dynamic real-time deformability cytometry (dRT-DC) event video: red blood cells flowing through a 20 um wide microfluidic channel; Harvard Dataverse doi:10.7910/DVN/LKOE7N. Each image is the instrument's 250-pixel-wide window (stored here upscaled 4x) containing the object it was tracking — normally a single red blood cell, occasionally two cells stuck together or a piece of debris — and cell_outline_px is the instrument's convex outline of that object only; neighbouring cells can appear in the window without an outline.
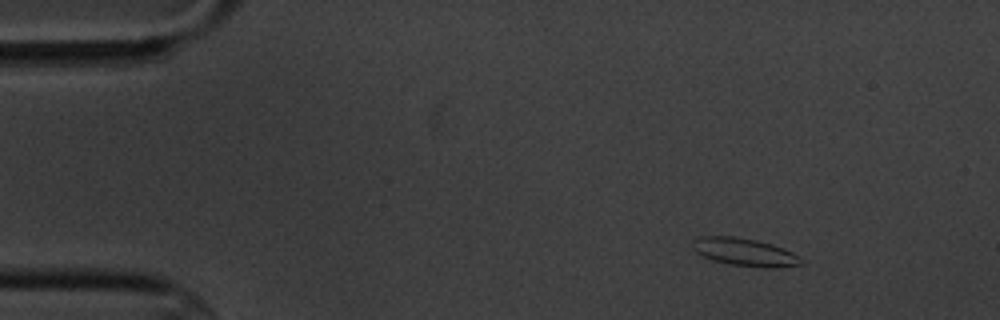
{"species": "common noctule bat (a hibernating species)", "species_latin": "Nyctalus noctula", "temperature_condition": "cold", "stored_images_in_passage": 5, "camera_frame_rate_fps": 3000, "um_per_image_px": 0.085, "animal": {"sex": "male", "body_mass_g": 20.1, "forearm_length_mm": 53.5}, "frame": {"image": 1, "passage_image": 2, "time_ms": 1.333, "image_size_px": [1000, 320], "cell_outline_px": [[804, 264], [776, 268], [764, 268], [732, 264], [712, 260], [696, 252], [692, 248], [692, 240], [700, 236], [736, 236], [756, 240], [772, 244], [792, 252], [800, 256], [804, 260]], "centroid_in_image_um": [63.32, 21.43], "position_along_channel_um": 21.7, "area_um2": 17.74}}
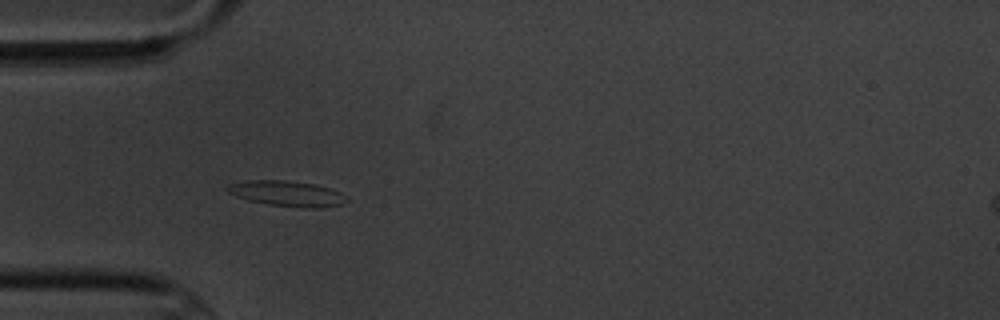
{"frame": {"image": 2, "passage_image": 5, "time_ms": 4.667, "image_size_px": [1000, 320], "cell_outline_px": [[348, 200], [340, 204], [320, 208], [304, 208], [268, 204], [248, 200], [236, 196], [228, 192], [224, 188], [228, 184], [248, 180], [284, 180], [312, 184], [328, 188], [340, 192]], "centroid_in_image_um": [24.34, 16.45], "position_along_channel_um": 60.7, "area_um2": 17.51}}